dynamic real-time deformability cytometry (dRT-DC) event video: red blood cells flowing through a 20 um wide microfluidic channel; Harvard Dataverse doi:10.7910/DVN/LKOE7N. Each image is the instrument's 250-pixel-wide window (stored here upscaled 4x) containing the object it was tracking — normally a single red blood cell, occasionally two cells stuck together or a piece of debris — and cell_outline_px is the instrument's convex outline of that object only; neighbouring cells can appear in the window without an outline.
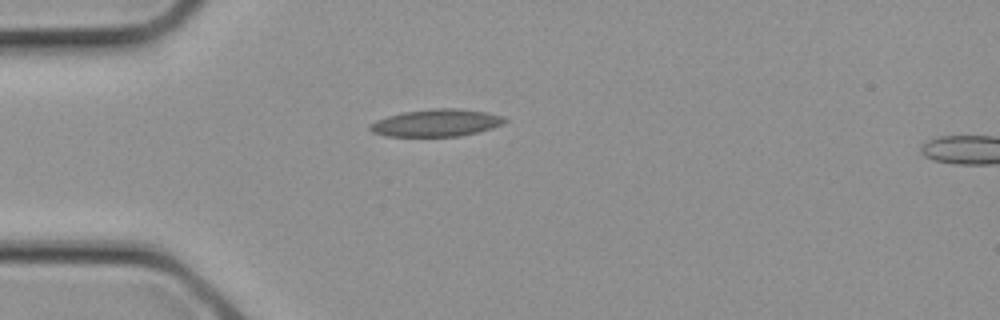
{"species": "common noctule bat (a hibernating species)", "species_latin": "Nyctalus noctula", "temperature_condition": "cold", "stored_images_in_passage": 2, "camera_frame_rate_fps": 3000, "um_per_image_px": 0.085, "animal": {"sex": "female", "body_mass_g": 21.9}, "frame": {"image": 1, "passage_image": 1, "time_ms": 0.0, "image_size_px": [1000, 320], "cell_outline_px": [[508, 120], [504, 124], [492, 128], [460, 136], [388, 136], [372, 132], [368, 128], [368, 124], [376, 120], [388, 116], [404, 112], [432, 108], [460, 108], [484, 112], [504, 116]], "centroid_in_image_um": [37.09, 10.44], "position_along_channel_um": 47.9, "area_um2": 21.44}}